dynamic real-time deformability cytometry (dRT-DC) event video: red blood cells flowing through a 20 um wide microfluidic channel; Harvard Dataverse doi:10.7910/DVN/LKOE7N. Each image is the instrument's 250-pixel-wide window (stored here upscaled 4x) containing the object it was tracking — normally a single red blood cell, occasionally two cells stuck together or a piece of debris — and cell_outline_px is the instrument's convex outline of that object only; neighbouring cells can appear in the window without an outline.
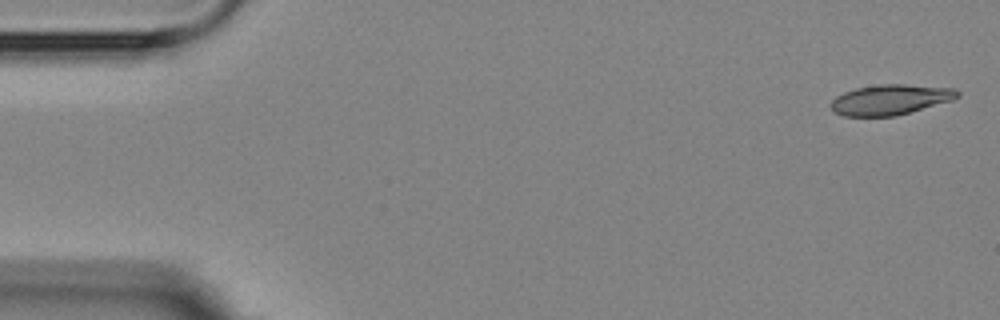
{"species": "Egyptian fruit bat (a non-hibernating species)", "species_latin": "Rousettus aegyptiacus", "temperature_condition": "room temperature", "stored_images_in_passage": 5, "camera_frame_rate_fps": 3000, "um_per_image_px": 0.085, "animal": {"sex": "female"}, "frame": {"image": 1, "passage_image": 1, "time_ms": 0.0, "image_size_px": [1000, 320], "cell_outline_px": [[960, 96], [952, 100], [896, 116], [844, 116], [832, 112], [828, 104], [836, 96], [844, 92], [856, 88], [880, 84], [904, 84], [956, 88], [960, 92]], "centroid_in_image_um": [75.65, 8.47], "position_along_channel_um": 9.3, "area_um2": 22.54}}
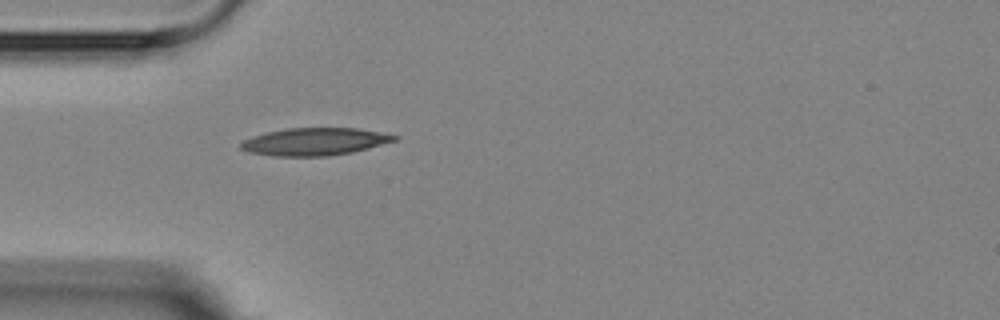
{"frame": {"image": 2, "passage_image": 5, "time_ms": 4.667, "image_size_px": [1000, 320], "cell_outline_px": [[400, 136], [396, 140], [368, 148], [352, 152], [328, 156], [272, 156], [248, 152], [240, 148], [240, 144], [244, 140], [252, 136], [268, 132], [288, 128], [356, 128], [380, 132]], "centroid_in_image_um": [26.74, 12.04], "position_along_channel_um": 58.3, "area_um2": 24.51}}